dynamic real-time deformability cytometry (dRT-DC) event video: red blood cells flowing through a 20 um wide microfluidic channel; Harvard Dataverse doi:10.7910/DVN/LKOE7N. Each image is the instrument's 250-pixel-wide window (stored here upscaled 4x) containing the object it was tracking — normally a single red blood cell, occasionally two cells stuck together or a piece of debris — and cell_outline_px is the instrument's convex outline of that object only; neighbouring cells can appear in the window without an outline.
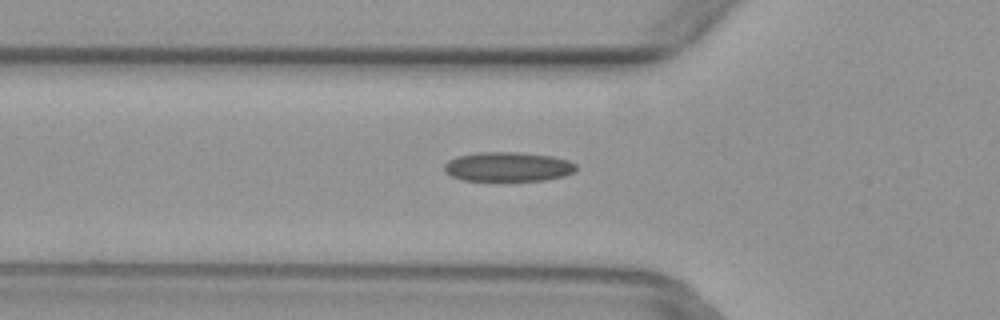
{"species": "common noctule bat (a hibernating species)", "species_latin": "Nyctalus noctula", "temperature_condition": "warm", "stored_images_in_passage": 41, "camera_frame_rate_fps": 3000, "um_per_image_px": 0.085, "animal": {"sex": "female", "body_mass_g": 29.2, "forearm_length_mm": 56.3}, "frame": {"image": 1, "passage_image": 9, "time_ms": 2.667, "image_size_px": [1000, 320], "cell_outline_px": [[576, 172], [564, 176], [544, 180], [496, 184], [464, 180], [452, 176], [444, 172], [444, 164], [448, 160], [456, 156], [480, 152], [516, 152], [552, 156], [568, 160], [576, 164]], "centroid_in_image_um": [43.15, 14.23], "position_along_channel_um": 82.7, "area_um2": 23.76}}
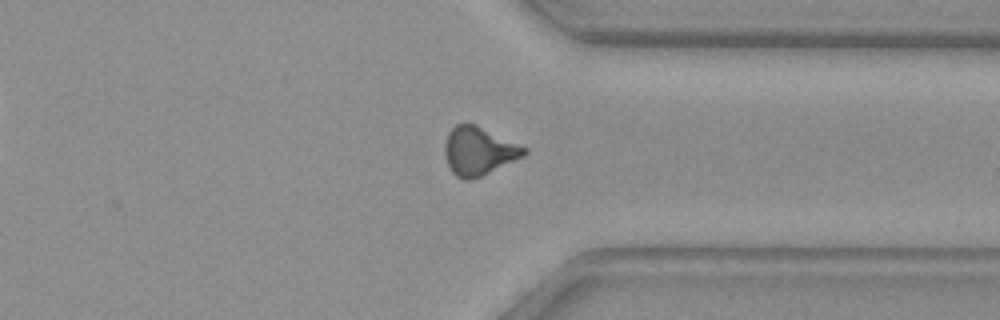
{"frame": {"image": 2, "passage_image": 30, "time_ms": 9.667, "image_size_px": [1000, 320], "cell_outline_px": [[528, 152], [524, 156], [480, 176], [468, 180], [464, 180], [456, 176], [452, 172], [444, 156], [444, 144], [448, 132], [456, 124], [476, 124], [528, 148]], "centroid_in_image_um": [40.68, 12.82], "position_along_channel_um": 370.7, "area_um2": 22.25}}
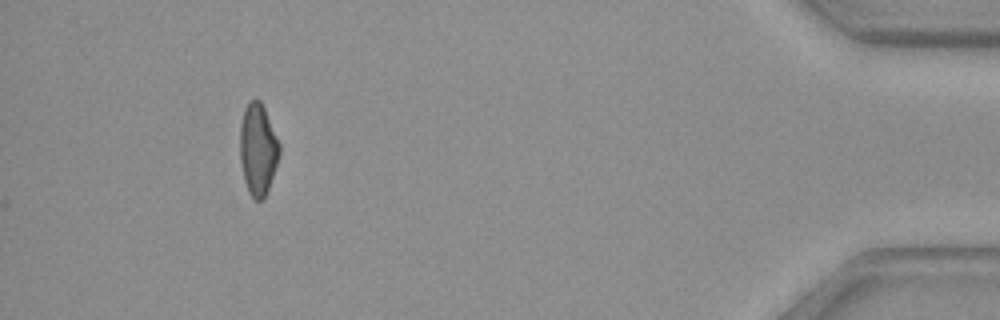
{"frame": {"image": 3, "passage_image": 38, "time_ms": 12.333, "image_size_px": [1000, 320], "cell_outline_px": [[280, 156], [264, 200], [256, 200], [248, 192], [244, 180], [240, 160], [240, 124], [244, 108], [248, 100], [260, 100], [264, 108], [280, 144]], "centroid_in_image_um": [21.92, 12.7], "position_along_channel_um": 413.3, "area_um2": 21.15}}